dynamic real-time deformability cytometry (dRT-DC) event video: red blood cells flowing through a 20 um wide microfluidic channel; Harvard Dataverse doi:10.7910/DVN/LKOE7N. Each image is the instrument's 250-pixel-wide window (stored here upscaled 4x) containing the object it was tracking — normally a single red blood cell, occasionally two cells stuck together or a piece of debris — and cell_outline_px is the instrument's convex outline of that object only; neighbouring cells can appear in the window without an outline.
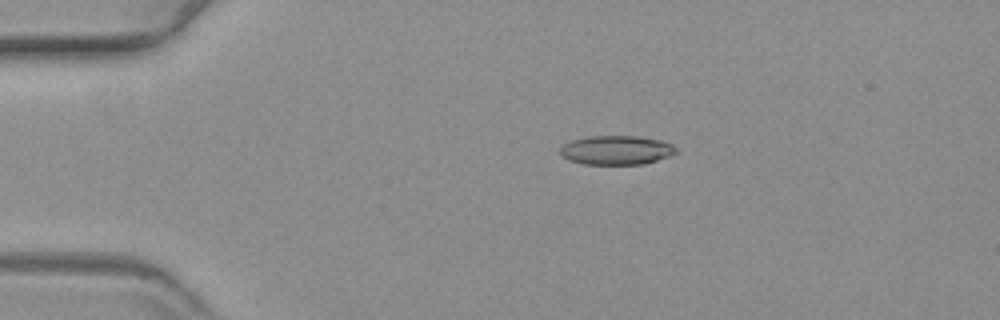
{"species": "common noctule bat (a hibernating species)", "species_latin": "Nyctalus noctula", "temperature_condition": "warm", "stored_images_in_passage": 4, "camera_frame_rate_fps": 3000, "um_per_image_px": 0.085, "animal": {"sex": "female", "body_mass_g": 19.3, "forearm_length_mm": 54.1}, "frame": {"image": 1, "passage_image": 1, "time_ms": 0.0, "image_size_px": [1000, 320], "cell_outline_px": [[660, 144], [656, 156], [652, 160], [628, 164], [600, 164], [580, 160], [588, 140], [648, 140]], "centroid_in_image_um": [52.67, 12.88], "position_along_channel_um": 32.3, "area_um2": 11.91}}